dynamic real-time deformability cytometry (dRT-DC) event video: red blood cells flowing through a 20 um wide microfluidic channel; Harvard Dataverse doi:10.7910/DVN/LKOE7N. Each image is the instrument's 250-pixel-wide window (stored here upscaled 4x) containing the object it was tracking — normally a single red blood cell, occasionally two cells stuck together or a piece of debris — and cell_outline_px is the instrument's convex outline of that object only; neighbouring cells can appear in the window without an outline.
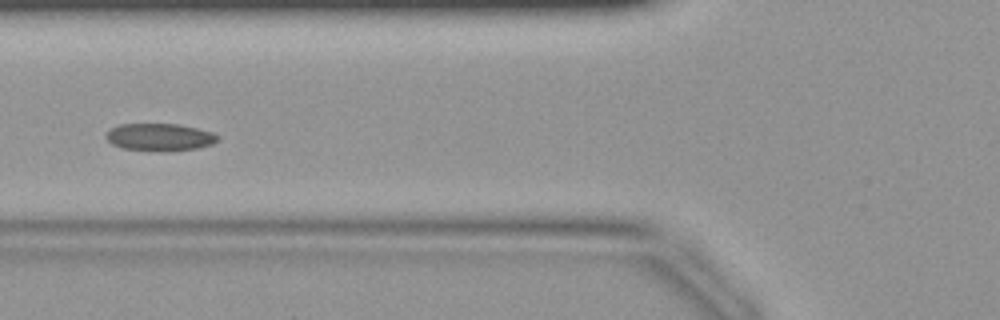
{"species": "common noctule bat (a hibernating species)", "species_latin": "Nyctalus noctula", "temperature_condition": "warm", "stored_images_in_passage": 31, "camera_frame_rate_fps": 3000, "um_per_image_px": 0.085, "animal": {"sex": "female", "body_mass_g": 19.9}, "frame": {"image": 1, "passage_image": 5, "time_ms": 1.333, "image_size_px": [1000, 320], "cell_outline_px": [[220, 140], [212, 144], [196, 148], [120, 148], [112, 144], [104, 136], [112, 128], [120, 124], [180, 124], [212, 132], [220, 136]], "centroid_in_image_um": [13.59, 11.6], "position_along_channel_um": 112.2, "area_um2": 16.88}}
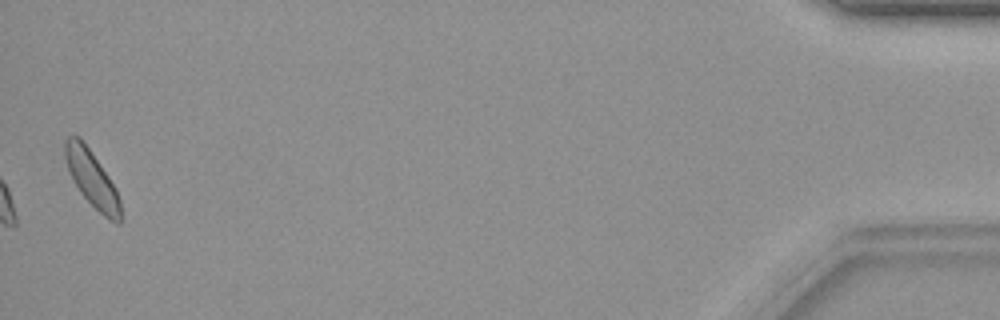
{"frame": {"image": 2, "passage_image": 31, "time_ms": 10.0, "image_size_px": [1000, 320], "cell_outline_px": [[124, 220], [120, 224], [116, 224], [104, 216], [80, 192], [68, 172], [64, 156], [64, 140], [68, 136], [80, 136], [108, 176], [116, 188], [120, 200]], "centroid_in_image_um": [7.83, 15.23], "position_along_channel_um": 427.4, "area_um2": 18.32}}